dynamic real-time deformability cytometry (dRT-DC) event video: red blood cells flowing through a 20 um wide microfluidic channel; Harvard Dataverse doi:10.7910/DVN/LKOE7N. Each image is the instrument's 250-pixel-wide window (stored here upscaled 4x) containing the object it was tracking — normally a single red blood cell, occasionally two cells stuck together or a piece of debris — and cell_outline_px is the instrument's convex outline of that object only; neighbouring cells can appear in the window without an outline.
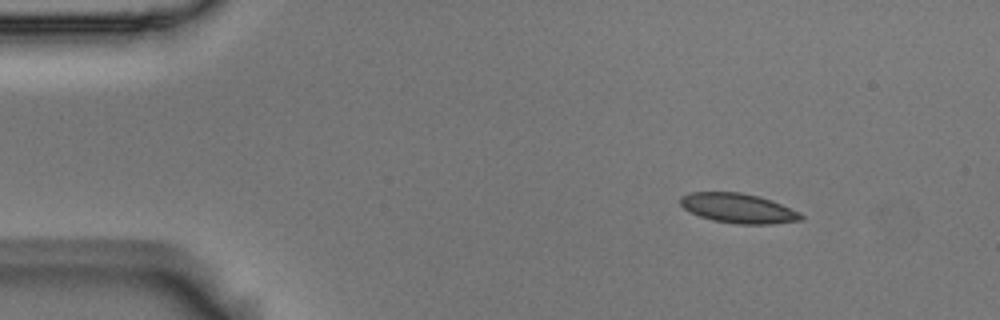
{"species": "Egyptian fruit bat (a non-hibernating species)", "species_latin": "Rousettus aegyptiacus", "temperature_condition": "room temperature", "stored_images_in_passage": 7, "camera_frame_rate_fps": 3000, "um_per_image_px": 0.085, "animal": {"sex": "male"}, "frame": {"image": 1, "passage_image": 1, "time_ms": 0.0, "image_size_px": [1000, 320], "cell_outline_px": [[804, 220], [772, 224], [736, 224], [712, 220], [700, 216], [684, 208], [680, 204], [680, 196], [692, 192], [740, 192], [760, 196], [772, 200], [800, 212], [804, 216]], "centroid_in_image_um": [62.79, 17.7], "position_along_channel_um": 22.2, "area_um2": 20.98}}
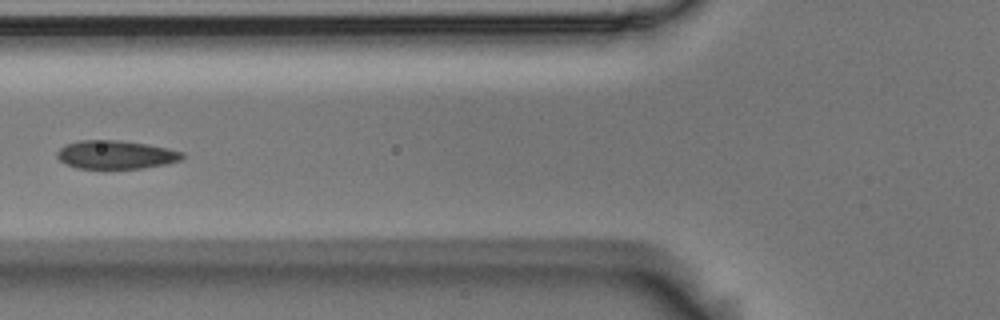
{"frame": {"image": 2, "passage_image": 4, "time_ms": 1.0, "image_size_px": [1000, 320], "cell_outline_px": [[184, 156], [180, 160], [164, 164], [144, 168], [104, 172], [76, 168], [64, 164], [56, 156], [56, 152], [64, 144], [80, 140], [120, 140], [148, 144], [168, 148], [184, 152]], "centroid_in_image_um": [9.78, 13.19], "position_along_channel_um": 116.0, "area_um2": 21.85}}
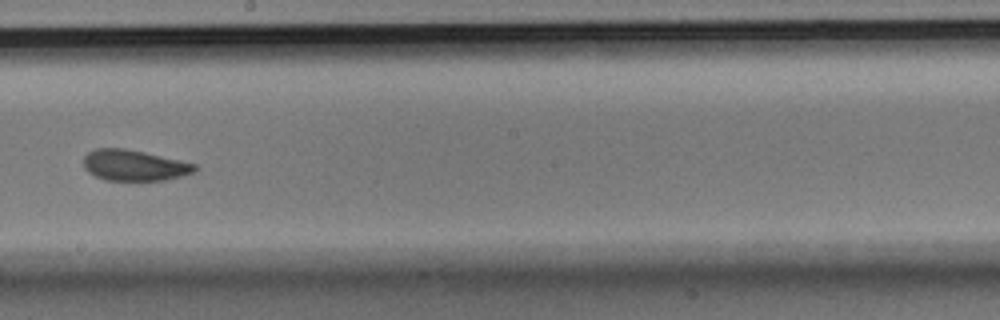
{"frame": {"image": 3, "passage_image": 7, "time_ms": 2.0, "image_size_px": [1000, 320], "cell_outline_px": [[200, 168], [196, 172], [164, 180], [104, 180], [88, 172], [84, 168], [84, 156], [88, 152], [96, 148], [124, 148], [144, 152], [180, 160], [196, 164]], "centroid_in_image_um": [11.42, 14.05], "position_along_channel_um": 236.8, "area_um2": 20.06}}